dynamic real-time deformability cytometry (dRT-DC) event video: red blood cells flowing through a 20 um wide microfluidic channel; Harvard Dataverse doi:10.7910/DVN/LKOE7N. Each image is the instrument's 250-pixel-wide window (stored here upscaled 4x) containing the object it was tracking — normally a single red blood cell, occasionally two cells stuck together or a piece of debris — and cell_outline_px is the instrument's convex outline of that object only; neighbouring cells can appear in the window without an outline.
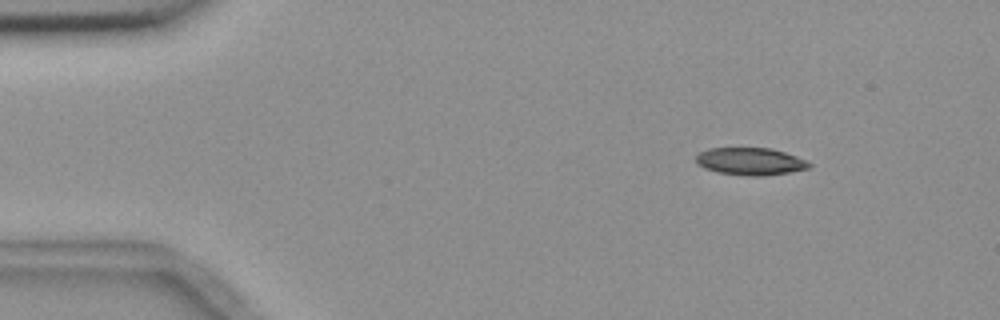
{"species": "common noctule bat (a hibernating species)", "species_latin": "Nyctalus noctula", "temperature_condition": "room temperature", "stored_images_in_passage": 3, "camera_frame_rate_fps": 3000, "um_per_image_px": 0.085, "animal": {"sex": "female", "body_mass_g": 18.4}, "frame": {"image": 1, "passage_image": 1, "time_ms": 0.0, "image_size_px": [1000, 320], "cell_outline_px": [[812, 164], [808, 168], [788, 172], [764, 176], [748, 176], [716, 172], [704, 168], [696, 164], [696, 156], [700, 152], [708, 148], [768, 148], [784, 152], [808, 160]], "centroid_in_image_um": [63.76, 13.72], "position_along_channel_um": 21.2, "area_um2": 18.09}}
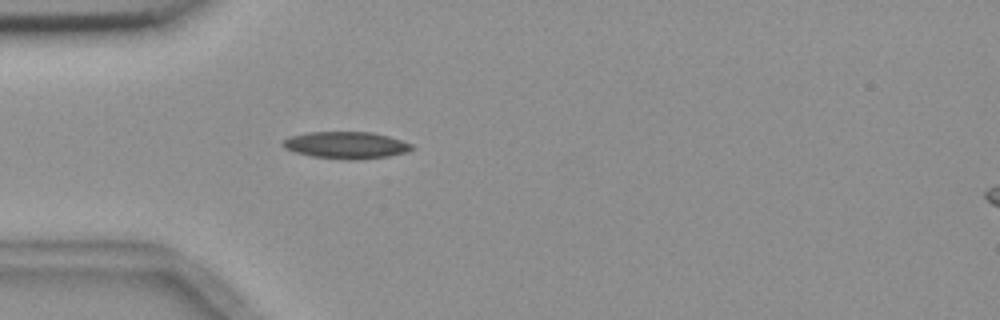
{"frame": {"image": 2, "passage_image": 3, "time_ms": 3.0, "image_size_px": [1000, 320], "cell_outline_px": [[416, 148], [408, 152], [388, 156], [356, 160], [348, 160], [312, 156], [296, 152], [284, 148], [280, 144], [284, 140], [292, 136], [308, 132], [372, 132], [388, 136], [412, 144]], "centroid_in_image_um": [29.45, 12.34], "position_along_channel_um": 55.6, "area_um2": 20.23}}